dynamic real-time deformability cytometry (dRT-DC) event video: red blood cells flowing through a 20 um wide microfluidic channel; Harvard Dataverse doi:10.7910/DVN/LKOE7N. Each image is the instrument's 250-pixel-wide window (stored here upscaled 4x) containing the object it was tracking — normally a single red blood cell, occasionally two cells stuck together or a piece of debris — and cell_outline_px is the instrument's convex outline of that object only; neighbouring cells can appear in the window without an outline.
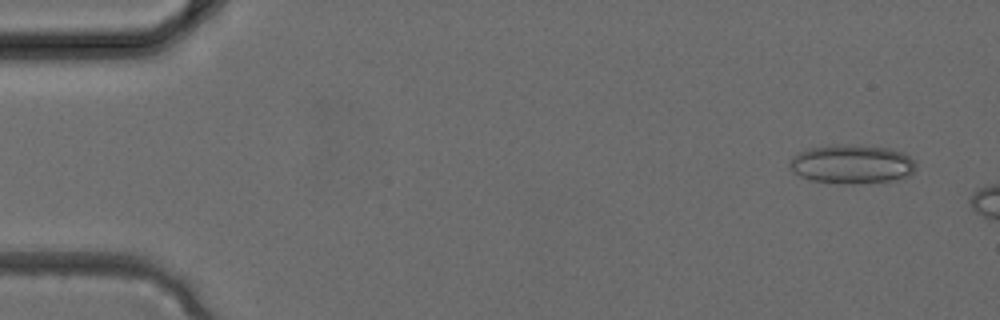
{"species": "common noctule bat (a hibernating species)", "species_latin": "Nyctalus noctula", "temperature_condition": "cold", "stored_images_in_passage": 5, "camera_frame_rate_fps": 3000, "um_per_image_px": 0.085, "animal": {"sex": "female", "body_mass_g": 24.6, "forearm_length_mm": 56.2}, "frame": {"image": 1, "passage_image": 1, "time_ms": 0.0, "image_size_px": [1000, 320], "cell_outline_px": [[916, 168], [908, 176], [892, 180], [852, 184], [844, 184], [808, 180], [800, 176], [788, 168], [788, 164], [792, 156], [808, 148], [832, 144], [848, 144], [892, 148], [904, 152], [916, 164]], "centroid_in_image_um": [72.37, 13.94], "position_along_channel_um": 12.6, "area_um2": 29.02}}